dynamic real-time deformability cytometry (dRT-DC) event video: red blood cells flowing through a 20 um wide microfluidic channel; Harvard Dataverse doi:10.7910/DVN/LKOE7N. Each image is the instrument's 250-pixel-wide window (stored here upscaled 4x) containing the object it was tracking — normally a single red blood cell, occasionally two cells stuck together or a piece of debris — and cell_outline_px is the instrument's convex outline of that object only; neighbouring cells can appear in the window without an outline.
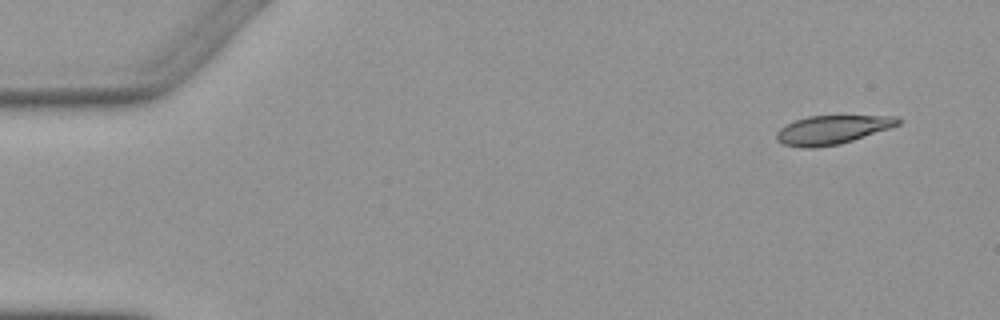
{"species": "Egyptian fruit bat (a non-hibernating species)", "species_latin": "Rousettus aegyptiacus", "temperature_condition": "warm", "stored_images_in_passage": 4, "camera_frame_rate_fps": 3000, "um_per_image_px": 0.085, "animal": {"sex": "female"}, "frame": {"image": 1, "passage_image": 1, "time_ms": 0.0, "image_size_px": [1000, 320], "cell_outline_px": [[904, 120], [900, 124], [892, 128], [840, 144], [812, 148], [800, 148], [784, 144], [776, 140], [776, 132], [780, 128], [796, 120], [808, 116], [896, 116]], "centroid_in_image_um": [70.77, 11.03], "position_along_channel_um": 14.2, "area_um2": 20.46}}
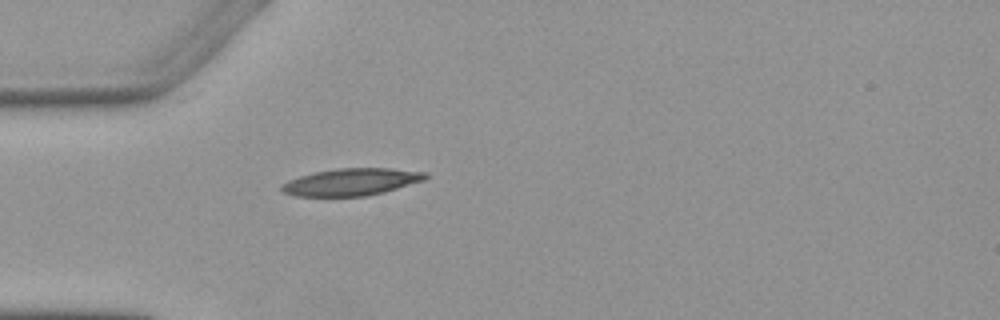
{"frame": {"image": 2, "passage_image": 4, "time_ms": 4.0, "image_size_px": [1000, 320], "cell_outline_px": [[428, 176], [424, 180], [384, 192], [364, 196], [296, 196], [284, 192], [280, 188], [280, 184], [288, 180], [300, 176], [316, 172], [336, 168], [392, 168], [428, 172]], "centroid_in_image_um": [29.87, 15.46], "position_along_channel_um": 55.1, "area_um2": 22.72}}